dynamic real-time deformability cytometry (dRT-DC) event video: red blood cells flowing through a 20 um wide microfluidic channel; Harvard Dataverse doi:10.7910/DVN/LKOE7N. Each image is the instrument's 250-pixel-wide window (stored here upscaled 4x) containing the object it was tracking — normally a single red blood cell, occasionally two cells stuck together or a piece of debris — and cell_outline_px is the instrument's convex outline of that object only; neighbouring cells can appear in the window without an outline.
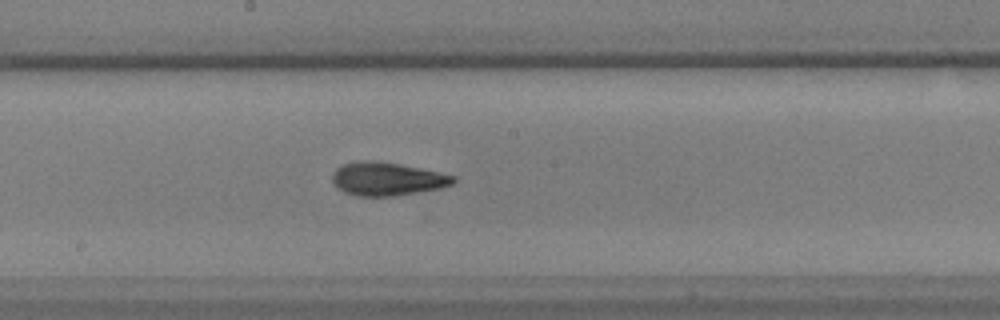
{"species": "common noctule bat (a hibernating species)", "species_latin": "Nyctalus noctula", "temperature_condition": "warm", "stored_images_in_passage": 26, "camera_frame_rate_fps": 3000, "um_per_image_px": 0.085, "animal": {"sex": "male", "body_mass_g": 17.9, "forearm_length_mm": 54.2}, "frame": {"image": 1, "passage_image": 15, "time_ms": 4.667, "image_size_px": [1000, 320], "cell_outline_px": [[456, 180], [452, 184], [440, 188], [392, 196], [356, 196], [344, 192], [336, 188], [332, 180], [332, 172], [336, 168], [344, 164], [364, 160], [372, 160], [396, 164], [456, 176]], "centroid_in_image_um": [32.84, 15.22], "position_along_channel_um": 215.4, "area_um2": 23.12}}